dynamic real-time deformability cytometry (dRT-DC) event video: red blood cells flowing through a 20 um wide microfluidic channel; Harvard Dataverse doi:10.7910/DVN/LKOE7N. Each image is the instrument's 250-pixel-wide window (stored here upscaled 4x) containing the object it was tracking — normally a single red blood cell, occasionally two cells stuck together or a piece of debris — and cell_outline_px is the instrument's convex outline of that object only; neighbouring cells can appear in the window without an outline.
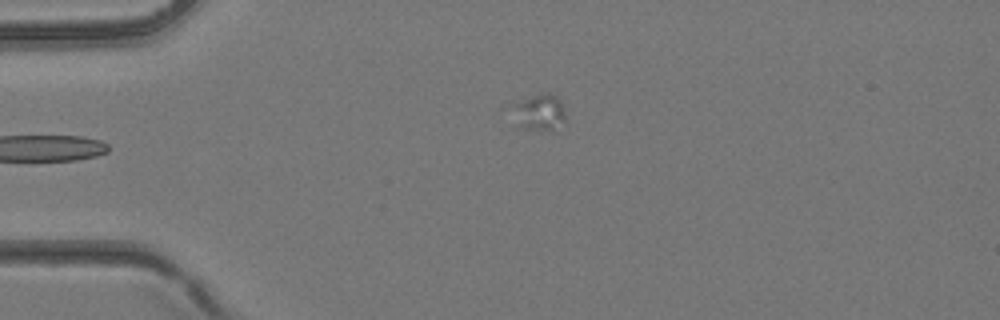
{"species": "common noctule bat (a hibernating species)", "species_latin": "Nyctalus noctula", "temperature_condition": "room temperature", "stored_images_in_passage": 3, "camera_frame_rate_fps": 3000, "um_per_image_px": 0.085, "animal": {"sex": "female", "body_mass_g": 24.6, "forearm_length_mm": 56.2}, "frame": {"image": 1, "passage_image": 3, "time_ms": 0.667, "image_size_px": [1000, 320], "cell_outline_px": [[564, 120], [552, 128], [524, 128], [520, 124], [508, 104], [540, 92], [548, 92], [556, 96], [564, 104]], "centroid_in_image_um": [45.8, 9.42], "position_along_channel_um": 39.2, "area_um2": 10.98}}